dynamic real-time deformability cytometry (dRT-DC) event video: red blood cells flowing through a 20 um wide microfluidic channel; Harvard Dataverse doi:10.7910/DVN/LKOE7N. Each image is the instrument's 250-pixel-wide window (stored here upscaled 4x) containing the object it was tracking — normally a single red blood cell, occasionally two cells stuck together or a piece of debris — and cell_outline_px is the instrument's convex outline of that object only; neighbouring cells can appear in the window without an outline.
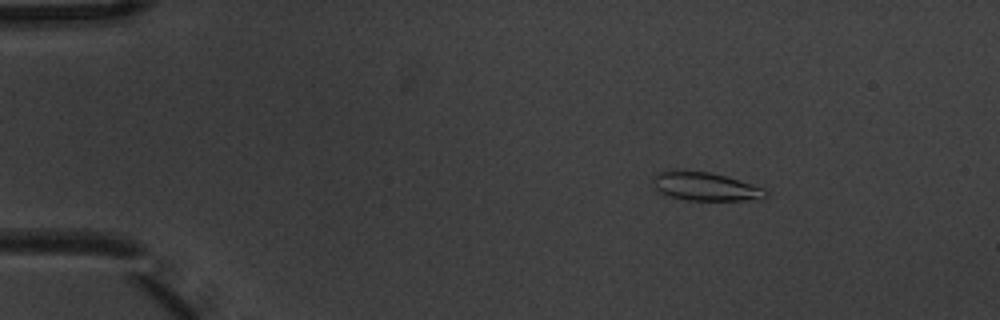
{"species": "common noctule bat (a hibernating species)", "species_latin": "Nyctalus noctula", "temperature_condition": "warm", "stored_images_in_passage": 4, "camera_frame_rate_fps": 3000, "um_per_image_px": 0.085, "animal": {"sex": "male", "body_mass_g": 20.1, "forearm_length_mm": 53.5}, "frame": {"image": 1, "passage_image": 2, "time_ms": 0.333, "image_size_px": [1000, 320], "cell_outline_px": [[768, 196], [764, 200], [688, 200], [664, 196], [656, 188], [652, 180], [656, 172], [708, 172], [724, 176], [764, 188], [768, 192]], "centroid_in_image_um": [60.0, 15.9], "position_along_channel_um": 25.0, "area_um2": 18.38}}